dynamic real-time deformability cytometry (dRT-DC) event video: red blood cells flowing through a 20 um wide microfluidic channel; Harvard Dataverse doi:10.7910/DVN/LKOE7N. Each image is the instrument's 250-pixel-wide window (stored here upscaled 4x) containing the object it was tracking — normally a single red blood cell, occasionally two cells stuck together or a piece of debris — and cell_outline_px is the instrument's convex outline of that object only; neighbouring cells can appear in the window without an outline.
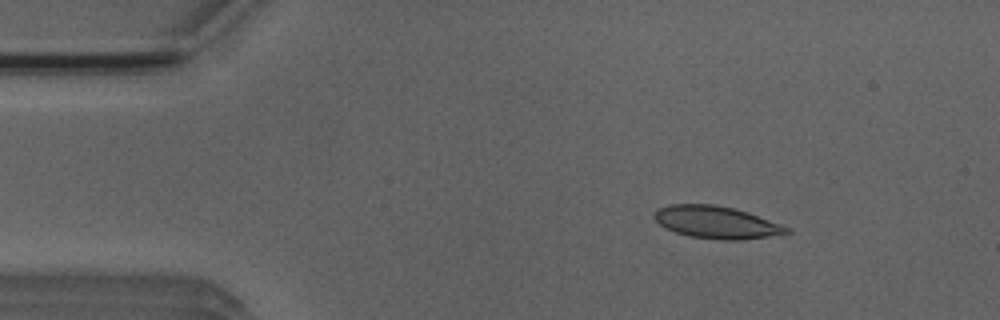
{"species": "Egyptian fruit bat (a non-hibernating species)", "species_latin": "Rousettus aegyptiacus", "temperature_condition": "room temperature", "stored_images_in_passage": 50, "camera_frame_rate_fps": 3000, "um_per_image_px": 0.085, "animal": {"sex": "male"}, "frame": {"image": 1, "passage_image": 6, "time_ms": 1.667, "image_size_px": [1000, 320], "cell_outline_px": [[792, 232], [744, 240], [720, 240], [688, 236], [664, 228], [652, 216], [652, 212], [656, 208], [668, 204], [712, 204], [732, 208], [748, 212], [780, 224], [788, 228]], "centroid_in_image_um": [60.82, 18.89], "position_along_channel_um": 24.2, "area_um2": 25.03}}
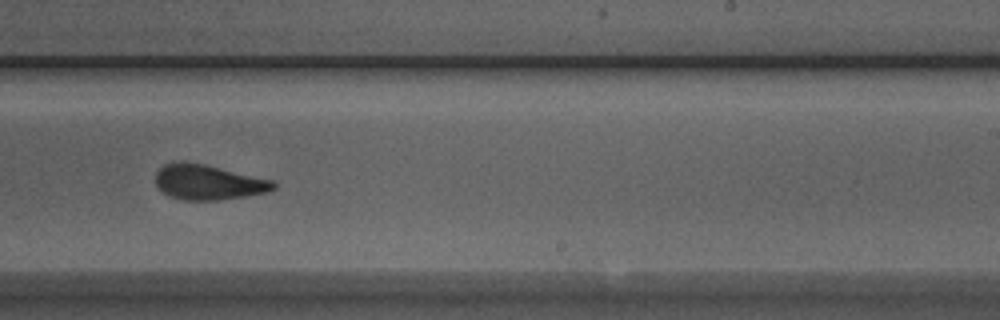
{"frame": {"image": 2, "passage_image": 30, "time_ms": 9.667, "image_size_px": [1000, 320], "cell_outline_px": [[276, 188], [268, 192], [244, 196], [216, 200], [180, 200], [168, 196], [156, 184], [156, 172], [164, 164], [180, 160], [184, 160], [204, 164], [272, 180], [276, 184]], "centroid_in_image_um": [17.67, 15.48], "position_along_channel_um": 271.3, "area_um2": 24.1}}
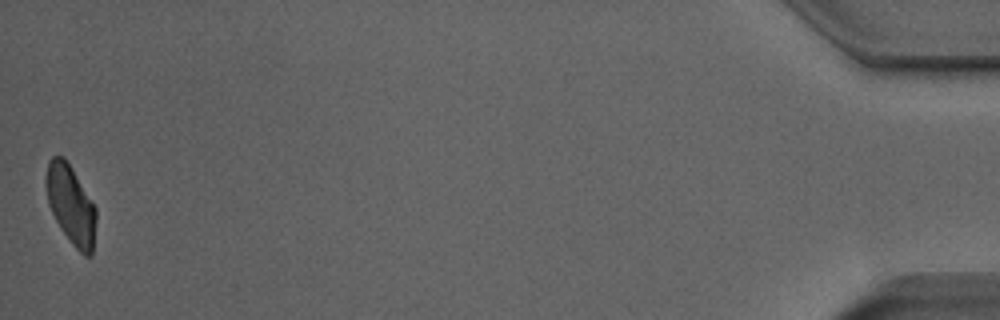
{"frame": {"image": 3, "passage_image": 50, "time_ms": 16.333, "image_size_px": [1000, 320], "cell_outline_px": [[96, 220], [92, 256], [84, 256], [72, 244], [60, 228], [48, 204], [44, 180], [48, 160], [52, 156], [64, 156], [72, 168], [96, 208]], "centroid_in_image_um": [6.0, 17.39], "position_along_channel_um": 429.2, "area_um2": 23.12}, "authors_computed_cell_mechanics": {"area_um2": 24.5072, "velocity_mm_per_s": 3.9084, "shape_relaxation_time_tau1_ms": 4.1903, "shape_relaxation_time_tau2_ms": 1.6054, "deformation_change_tau1": 0.1468, "deformation_change_tau2": 0.0899}}